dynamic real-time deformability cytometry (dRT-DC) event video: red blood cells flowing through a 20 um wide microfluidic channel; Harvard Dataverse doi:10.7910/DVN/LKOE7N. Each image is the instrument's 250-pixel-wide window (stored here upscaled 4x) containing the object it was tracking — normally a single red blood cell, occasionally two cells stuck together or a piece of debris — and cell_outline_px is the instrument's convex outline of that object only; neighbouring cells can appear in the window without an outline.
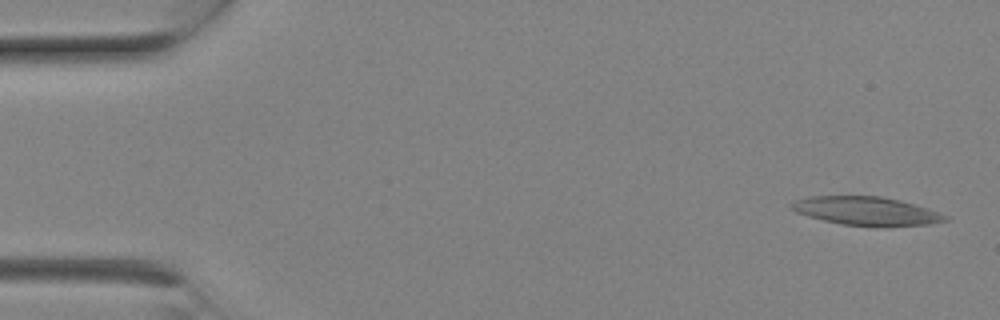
{"species": "Egyptian fruit bat (a non-hibernating species)", "species_latin": "Rousettus aegyptiacus", "temperature_condition": "room temperature", "stored_images_in_passage": 7, "camera_frame_rate_fps": 3000, "um_per_image_px": 0.085, "animal": {"sex": "female"}, "frame": {"image": 1, "passage_image": 1, "time_ms": 0.0, "image_size_px": [1000, 320], "cell_outline_px": [[948, 220], [928, 224], [840, 224], [808, 216], [796, 212], [788, 208], [788, 204], [792, 200], [808, 196], [880, 196], [900, 200], [948, 216]], "centroid_in_image_um": [73.47, 17.89], "position_along_channel_um": 11.5, "area_um2": 24.62}}
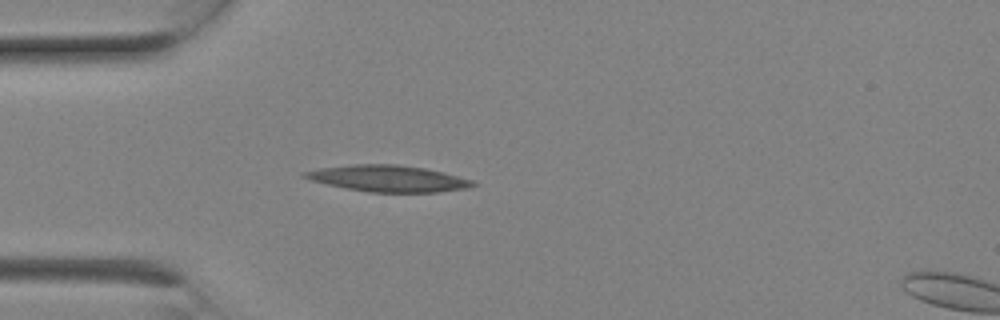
{"frame": {"image": 2, "passage_image": 6, "time_ms": 1.667, "image_size_px": [1000, 320], "cell_outline_px": [[476, 184], [468, 188], [440, 192], [368, 192], [328, 184], [312, 180], [300, 176], [300, 172], [320, 168], [352, 164], [396, 164], [424, 168], [444, 172], [472, 180]], "centroid_in_image_um": [32.98, 15.16], "position_along_channel_um": 52.0, "area_um2": 25.78}}